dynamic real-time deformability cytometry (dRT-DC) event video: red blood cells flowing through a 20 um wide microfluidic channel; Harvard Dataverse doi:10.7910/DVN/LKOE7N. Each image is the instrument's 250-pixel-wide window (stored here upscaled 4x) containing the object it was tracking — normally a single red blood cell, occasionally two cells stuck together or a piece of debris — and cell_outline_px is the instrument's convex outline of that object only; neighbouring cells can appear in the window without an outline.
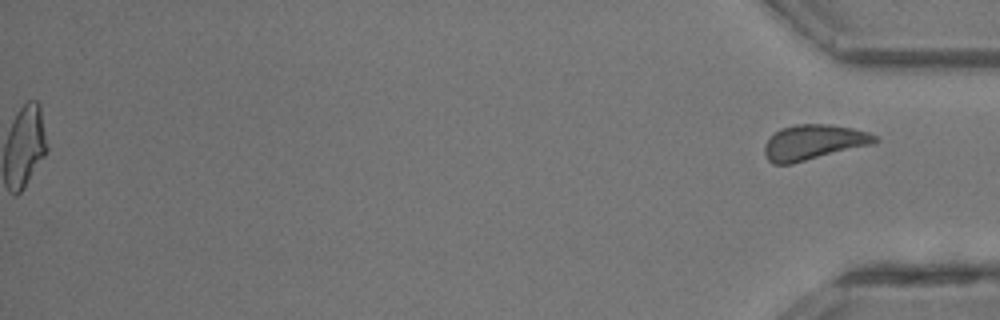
{"species": "common noctule bat (a hibernating species)", "species_latin": "Nyctalus noctula", "temperature_condition": "room temperature", "stored_images_in_passage": 25, "segment_of_instrument_passage": [2, 2], "camera_frame_rate_fps": 3000, "um_per_image_px": 0.085, "animal": {"sex": "male", "body_mass_g": 13.3}, "frame": {"image": 1, "passage_image": 25, "time_ms": 8.0, "image_size_px": [1000, 320], "cell_outline_px": [[880, 140], [872, 144], [792, 164], [772, 164], [768, 160], [764, 152], [764, 144], [768, 136], [772, 132], [780, 128], [796, 124], [828, 124], [852, 128], [868, 132], [880, 136]], "centroid_in_image_um": [69.12, 12.08], "position_along_channel_um": 366.1, "area_um2": 22.95}}